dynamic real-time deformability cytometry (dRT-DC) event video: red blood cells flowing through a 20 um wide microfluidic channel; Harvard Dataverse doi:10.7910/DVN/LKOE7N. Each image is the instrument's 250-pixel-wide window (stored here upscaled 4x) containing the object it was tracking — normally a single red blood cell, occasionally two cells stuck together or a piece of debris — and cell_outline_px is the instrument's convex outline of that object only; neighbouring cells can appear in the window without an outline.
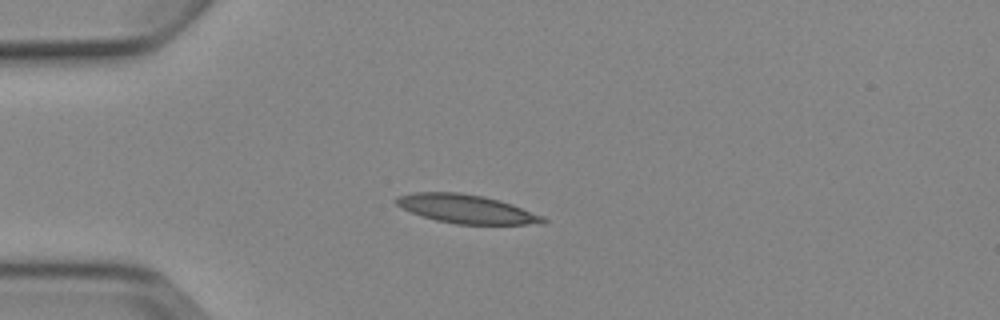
{"species": "Egyptian fruit bat (a non-hibernating species)", "species_latin": "Rousettus aegyptiacus", "temperature_condition": "cold", "stored_images_in_passage": 5, "camera_frame_rate_fps": 3000, "um_per_image_px": 0.085, "animal": {"sex": "female"}, "frame": {"image": 1, "passage_image": 3, "time_ms": 3.333, "image_size_px": [1000, 320], "cell_outline_px": [[548, 220], [544, 224], [456, 224], [436, 220], [412, 212], [396, 204], [392, 200], [396, 196], [412, 192], [460, 192], [484, 196], [500, 200], [512, 204], [544, 216]], "centroid_in_image_um": [39.66, 17.75], "position_along_channel_um": 45.3, "area_um2": 24.62}}
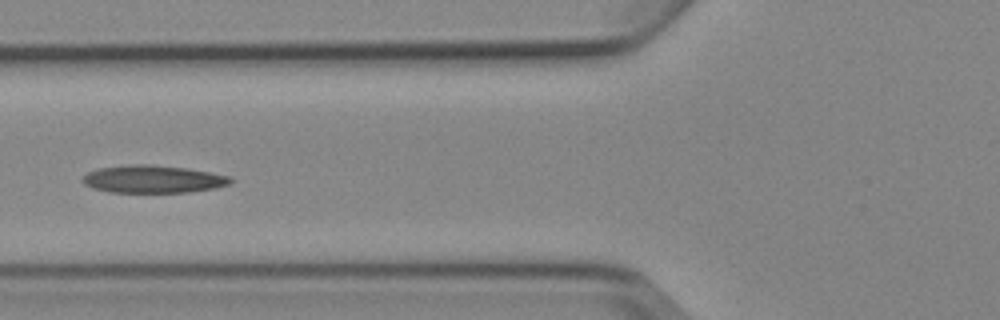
{"frame": {"image": 2, "passage_image": 5, "time_ms": 5.667, "image_size_px": [1000, 320], "cell_outline_px": [[232, 184], [216, 188], [188, 192], [108, 192], [92, 188], [84, 184], [80, 180], [88, 172], [100, 168], [132, 164], [152, 164], [188, 168], [232, 176]], "centroid_in_image_um": [13.04, 15.22], "position_along_channel_um": 112.8, "area_um2": 24.04}}